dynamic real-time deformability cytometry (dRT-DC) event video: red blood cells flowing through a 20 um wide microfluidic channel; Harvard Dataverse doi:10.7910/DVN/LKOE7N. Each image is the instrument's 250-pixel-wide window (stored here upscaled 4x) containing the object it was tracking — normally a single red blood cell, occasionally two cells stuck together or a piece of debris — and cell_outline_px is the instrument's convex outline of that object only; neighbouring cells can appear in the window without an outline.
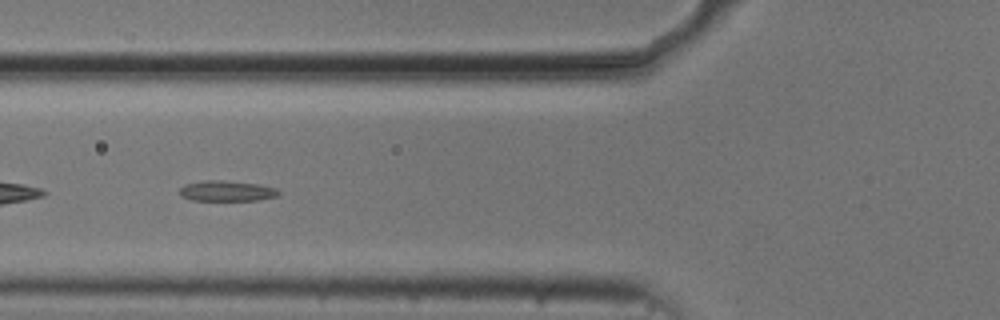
{"species": "common noctule bat (a hibernating species)", "species_latin": "Nyctalus noctula", "temperature_condition": "cold", "stored_images_in_passage": 39, "camera_frame_rate_fps": 3000, "um_per_image_px": 0.085, "animal": {"sex": "male", "body_mass_g": 20.5, "forearm_length_mm": 52.5}, "frame": {"image": 1, "passage_image": 5, "time_ms": 1.333, "image_size_px": [1000, 320], "cell_outline_px": [[280, 192], [276, 196], [260, 200], [192, 200], [180, 196], [180, 188], [184, 184], [204, 180], [220, 180], [260, 184], [276, 188]], "centroid_in_image_um": [19.26, 16.22], "position_along_channel_um": 106.5, "area_um2": 11.85}}
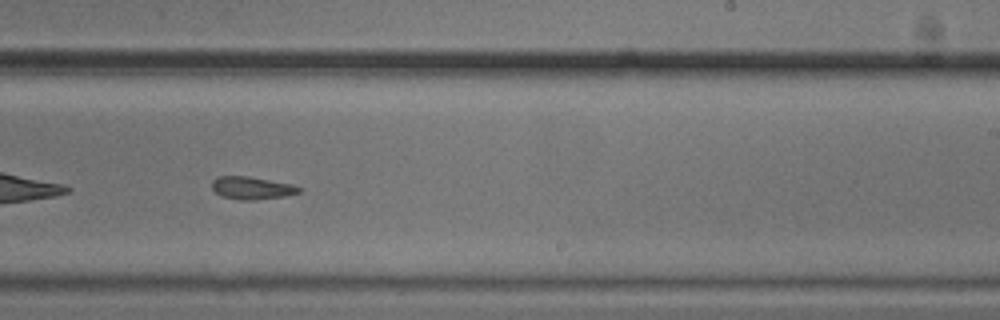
{"frame": {"image": 2, "passage_image": 18, "time_ms": 5.667, "image_size_px": [1000, 320], "cell_outline_px": [[300, 192], [284, 196], [256, 200], [240, 200], [224, 196], [216, 192], [212, 188], [212, 180], [220, 176], [248, 176], [292, 184], [300, 188]], "centroid_in_image_um": [21.4, 15.97], "position_along_channel_um": 267.6, "area_um2": 11.33}}
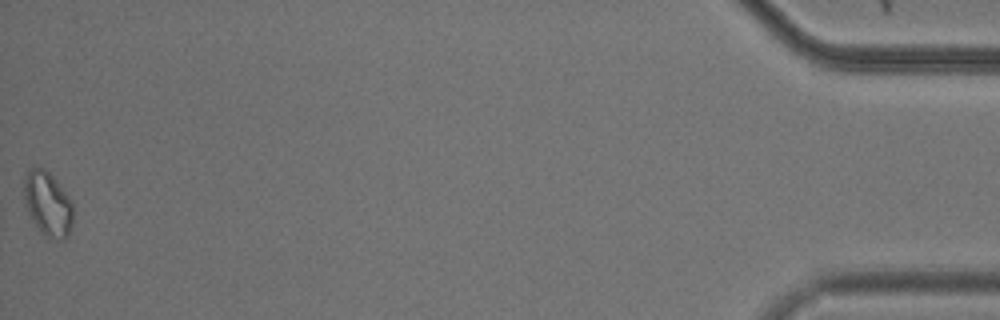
{"frame": {"image": 3, "passage_image": 39, "time_ms": 12.667, "image_size_px": [1000, 320], "cell_outline_px": [[72, 224], [68, 236], [64, 240], [56, 240], [44, 236], [28, 212], [24, 204], [24, 176], [32, 168], [44, 168], [60, 184], [68, 196], [72, 204]], "centroid_in_image_um": [4.06, 17.35], "position_along_channel_um": 431.1, "area_um2": 18.32}, "authors_computed_cell_mechanics": {"area_um2": 11.849, "velocity_mm_per_s": 3.7076, "shape_relaxation_time_tau1_ms": 5.7189, "shape_relaxation_time_tau2_ms": null, "deformation_change_tau1": 0.1132, "deformation_change_tau2": null}}